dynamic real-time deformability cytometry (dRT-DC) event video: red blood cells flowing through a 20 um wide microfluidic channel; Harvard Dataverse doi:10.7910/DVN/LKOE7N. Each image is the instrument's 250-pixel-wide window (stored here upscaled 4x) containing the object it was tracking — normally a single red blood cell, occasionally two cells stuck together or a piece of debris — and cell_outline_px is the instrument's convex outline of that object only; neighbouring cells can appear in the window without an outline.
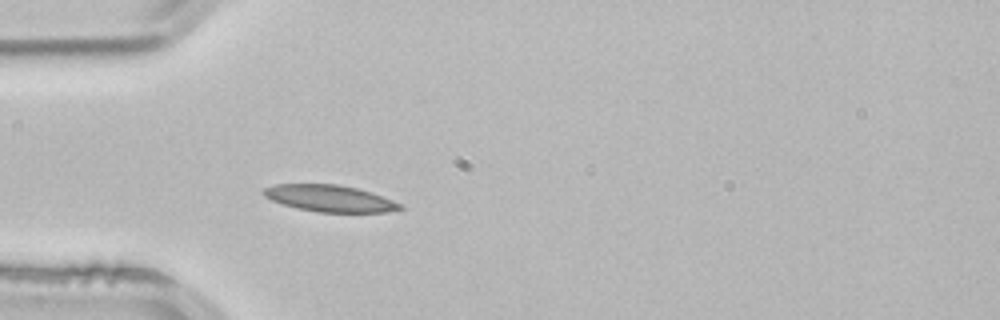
{"species": "common noctule bat (a hibernating species)", "species_latin": "Nyctalus noctula", "temperature_condition": "room temperature", "stored_images_in_passage": 3, "camera_frame_rate_fps": 3000, "um_per_image_px": 0.085, "animal": {"sex": "male", "body_mass_g": 21.5, "forearm_length_mm": 52.0}, "frame": {"image": 1, "passage_image": 3, "time_ms": 0.667, "image_size_px": [1000, 320], "cell_outline_px": [[404, 208], [388, 212], [320, 212], [296, 208], [272, 200], [264, 196], [260, 192], [264, 188], [276, 184], [340, 184], [356, 188], [404, 204]], "centroid_in_image_um": [28.01, 16.86], "position_along_channel_um": 57.0, "area_um2": 21.1}}